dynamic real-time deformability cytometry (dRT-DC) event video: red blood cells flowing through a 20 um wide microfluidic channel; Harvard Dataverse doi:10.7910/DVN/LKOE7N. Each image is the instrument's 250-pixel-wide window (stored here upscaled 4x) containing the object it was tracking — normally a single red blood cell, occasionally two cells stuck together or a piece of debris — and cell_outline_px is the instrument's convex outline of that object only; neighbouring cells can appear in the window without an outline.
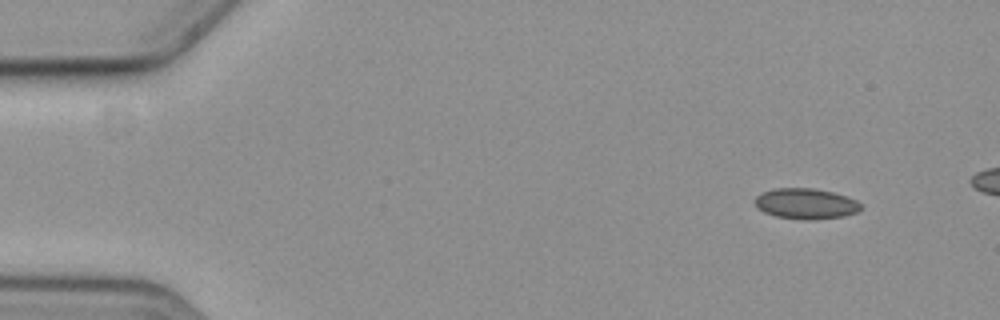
{"species": "common noctule bat (a hibernating species)", "species_latin": "Nyctalus noctula", "temperature_condition": "cold", "stored_images_in_passage": 5, "camera_frame_rate_fps": 3000, "um_per_image_px": 0.085, "animal": {"sex": "female", "body_mass_g": 19.3, "forearm_length_mm": 54.1}, "frame": {"image": 1, "passage_image": 1, "time_ms": 0.0, "image_size_px": [1000, 320], "cell_outline_px": [[860, 208], [856, 212], [844, 216], [816, 220], [808, 220], [776, 216], [764, 212], [756, 204], [756, 196], [772, 188], [812, 188], [832, 192], [856, 200], [860, 204]], "centroid_in_image_um": [68.5, 17.31], "position_along_channel_um": 16.5, "area_um2": 18.61}}